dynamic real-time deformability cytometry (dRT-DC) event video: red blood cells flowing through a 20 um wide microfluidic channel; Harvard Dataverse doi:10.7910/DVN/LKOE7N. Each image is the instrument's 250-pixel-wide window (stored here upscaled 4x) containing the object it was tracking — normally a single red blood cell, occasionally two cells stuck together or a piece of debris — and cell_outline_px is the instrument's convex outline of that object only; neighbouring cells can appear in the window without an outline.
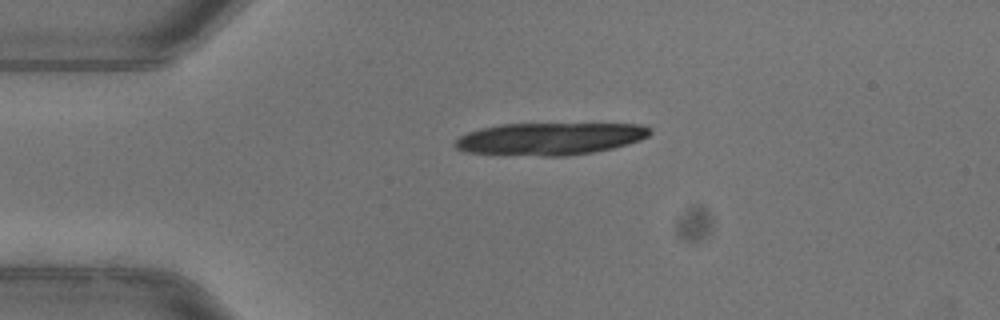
{"species": "common noctule bat (a hibernating species)", "species_latin": "Nyctalus noctula", "temperature_condition": "warm", "stored_images_in_passage": 7, "camera_frame_rate_fps": 3000, "um_per_image_px": 0.085, "animal": {"sex": "female"}, "frame": {"image": 1, "passage_image": 1, "time_ms": 0.0, "image_size_px": [1000, 320], "cell_outline_px": [[652, 132], [648, 136], [640, 140], [628, 144], [612, 148], [592, 152], [568, 156], [540, 156], [464, 152], [456, 148], [452, 144], [460, 136], [468, 132], [500, 124], [640, 124], [652, 128]], "centroid_in_image_um": [46.75, 11.79], "position_along_channel_um": 38.2, "area_um2": 36.65}}